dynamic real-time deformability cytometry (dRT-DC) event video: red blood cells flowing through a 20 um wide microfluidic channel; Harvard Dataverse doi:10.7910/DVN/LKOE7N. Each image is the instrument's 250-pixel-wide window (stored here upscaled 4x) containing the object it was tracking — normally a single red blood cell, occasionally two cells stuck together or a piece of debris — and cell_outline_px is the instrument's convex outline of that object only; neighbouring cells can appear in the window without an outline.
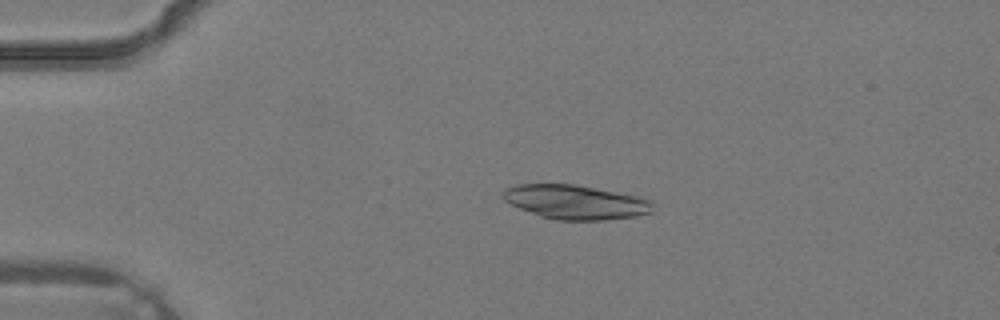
{"species": "common noctule bat (a hibernating species)", "species_latin": "Nyctalus noctula", "temperature_condition": "warm", "stored_images_in_passage": 2, "camera_frame_rate_fps": 3000, "um_per_image_px": 0.085, "animal": {"sex": "male", "body_mass_g": 19.2, "forearm_length_mm": 51.8}, "frame": {"image": 1, "passage_image": 1, "time_ms": 0.0, "image_size_px": [1000, 320], "cell_outline_px": [[656, 204], [652, 212], [636, 216], [604, 220], [556, 220], [540, 216], [520, 208], [504, 200], [500, 196], [504, 188], [516, 184], [576, 184], [636, 196], [652, 200]], "centroid_in_image_um": [48.92, 17.17], "position_along_channel_um": 36.1, "area_um2": 30.06}}